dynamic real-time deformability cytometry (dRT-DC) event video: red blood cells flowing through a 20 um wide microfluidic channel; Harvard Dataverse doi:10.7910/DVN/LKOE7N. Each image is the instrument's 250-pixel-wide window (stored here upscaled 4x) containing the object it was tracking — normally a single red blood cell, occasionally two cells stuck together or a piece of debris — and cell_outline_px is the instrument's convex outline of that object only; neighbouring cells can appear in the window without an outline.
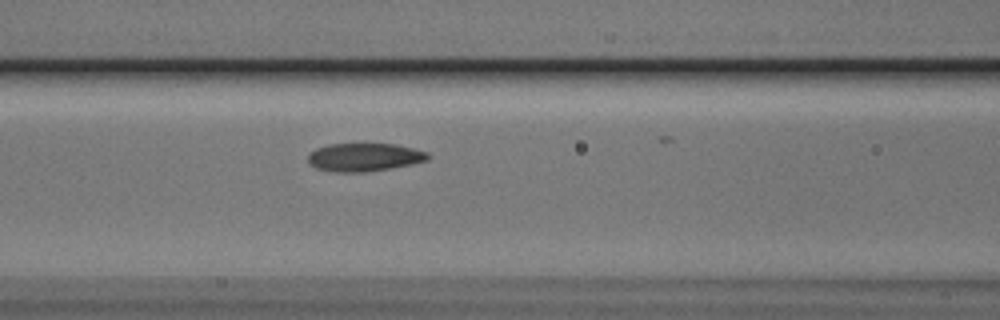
{"species": "Egyptian fruit bat (a non-hibernating species)", "species_latin": "Rousettus aegyptiacus", "temperature_condition": "cold", "stored_images_in_passage": 9, "camera_frame_rate_fps": 3000, "um_per_image_px": 0.085, "animal": {"sex": "male"}, "frame": {"image": 1, "passage_image": 5, "time_ms": 1.333, "image_size_px": [1000, 320], "cell_outline_px": [[428, 160], [412, 164], [364, 172], [336, 172], [316, 168], [308, 164], [308, 156], [316, 148], [328, 144], [396, 144], [428, 152]], "centroid_in_image_um": [30.94, 13.36], "position_along_channel_um": 135.7, "area_um2": 19.54}}